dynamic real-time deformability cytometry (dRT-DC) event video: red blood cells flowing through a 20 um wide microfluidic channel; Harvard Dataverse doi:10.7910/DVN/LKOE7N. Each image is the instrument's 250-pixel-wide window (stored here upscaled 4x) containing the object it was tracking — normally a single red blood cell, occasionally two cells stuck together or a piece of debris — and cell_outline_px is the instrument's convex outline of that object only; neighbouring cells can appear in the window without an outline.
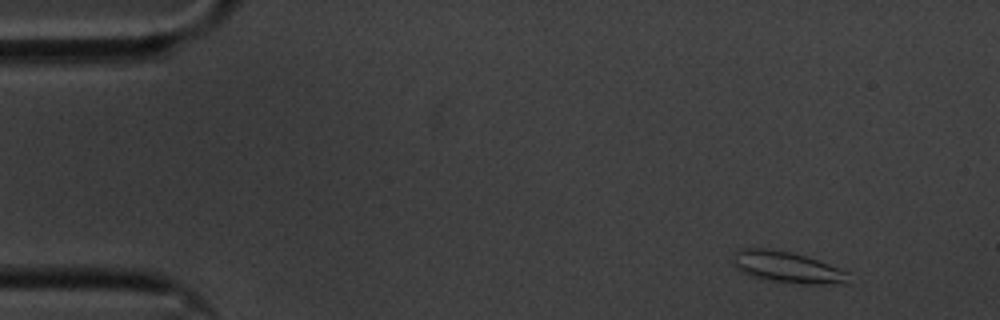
{"species": "common noctule bat (a hibernating species)", "species_latin": "Nyctalus noctula", "temperature_condition": "cold", "stored_images_in_passage": 14, "camera_frame_rate_fps": 3000, "um_per_image_px": 0.085, "animal": {"sex": "male", "body_mass_g": 20.1, "forearm_length_mm": 53.5}, "frame": {"image": 1, "passage_image": 1, "time_ms": 0.0, "image_size_px": [1000, 320], "cell_outline_px": [[852, 272], [844, 280], [820, 284], [800, 284], [772, 280], [748, 276], [740, 272], [732, 264], [732, 252], [740, 248], [764, 248], [788, 252], [804, 256]], "centroid_in_image_um": [66.76, 22.69], "position_along_channel_um": 18.2, "area_um2": 20.75}}
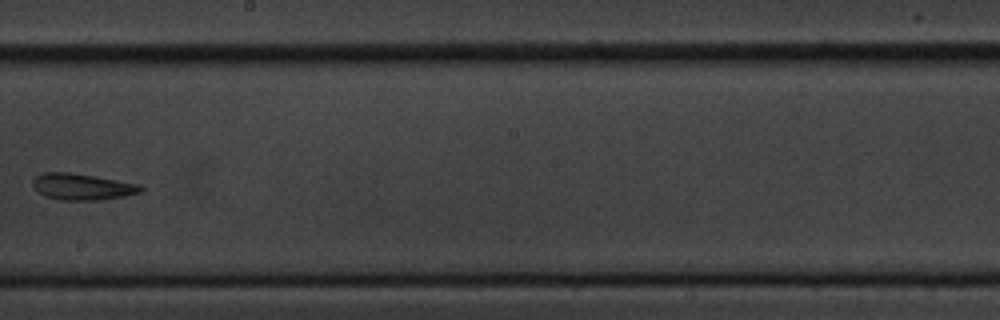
{"frame": {"image": 2, "passage_image": 8, "time_ms": 9.0, "image_size_px": [1000, 320], "cell_outline_px": [[144, 188], [140, 192], [124, 196], [100, 200], [60, 200], [44, 196], [36, 192], [32, 184], [32, 180], [36, 176], [44, 172], [68, 172], [140, 184]], "centroid_in_image_um": [6.94, 15.88], "position_along_channel_um": 241.3, "area_um2": 16.59}}
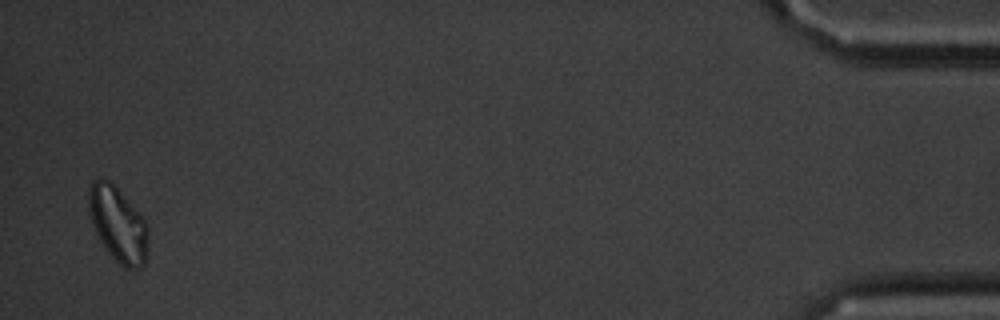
{"frame": {"image": 3, "passage_image": 14, "time_ms": 16.667, "image_size_px": [1000, 320], "cell_outline_px": [[148, 252], [144, 264], [140, 268], [124, 268], [104, 248], [88, 216], [88, 184], [92, 180], [100, 176], [104, 176], [136, 208], [144, 220], [148, 228]], "centroid_in_image_um": [10.0, 19.03], "position_along_channel_um": 425.2, "area_um2": 26.36}, "authors_computed_cell_mechanics": {"area_um2": 17.7446, "velocity_mm_per_s": 3.521, "shape_relaxation_time_tau1_ms": null, "shape_relaxation_time_tau2_ms": 5.6279, "deformation_change_tau1": null, "deformation_change_tau2": 0.1294}}